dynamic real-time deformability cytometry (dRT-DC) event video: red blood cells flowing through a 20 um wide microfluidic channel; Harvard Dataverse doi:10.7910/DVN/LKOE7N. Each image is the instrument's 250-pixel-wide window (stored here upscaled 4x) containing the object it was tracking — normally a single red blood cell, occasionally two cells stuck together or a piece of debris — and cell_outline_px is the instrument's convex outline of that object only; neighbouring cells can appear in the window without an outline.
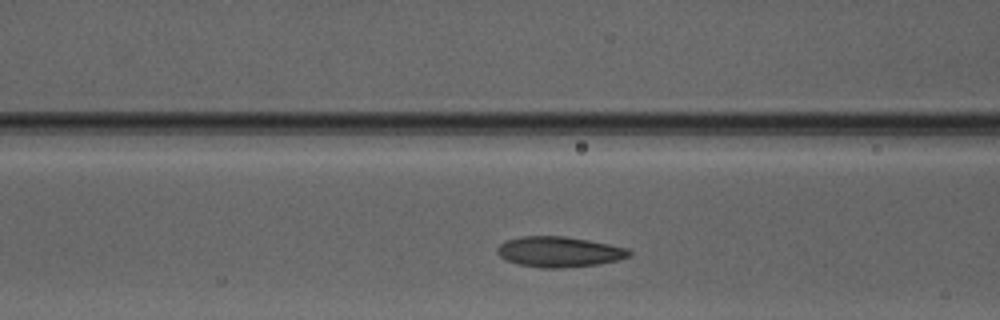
{"species": "Egyptian fruit bat (a non-hibernating species)", "species_latin": "Rousettus aegyptiacus", "temperature_condition": "warm", "stored_images_in_passage": 30, "camera_frame_rate_fps": 3000, "um_per_image_px": 0.085, "animal": {"sex": "male"}, "frame": {"image": 1, "passage_image": 10, "time_ms": 3.0, "image_size_px": [1000, 320], "cell_outline_px": [[632, 256], [620, 260], [596, 264], [560, 268], [540, 268], [520, 264], [508, 260], [500, 256], [496, 252], [496, 248], [504, 240], [520, 236], [564, 236], [588, 240], [628, 248], [632, 252]], "centroid_in_image_um": [47.53, 21.39], "position_along_channel_um": 119.1, "area_um2": 23.47}}
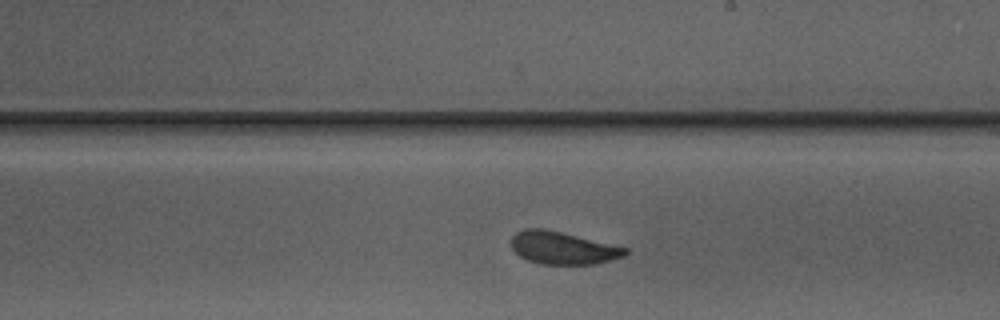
{"frame": {"image": 2, "passage_image": 19, "time_ms": 6.0, "image_size_px": [1000, 320], "cell_outline_px": [[628, 252], [624, 256], [596, 264], [540, 264], [528, 260], [520, 256], [512, 248], [512, 236], [516, 232], [524, 228], [544, 228], [628, 248]], "centroid_in_image_um": [47.82, 21.07], "position_along_channel_um": 241.2, "area_um2": 21.5}}
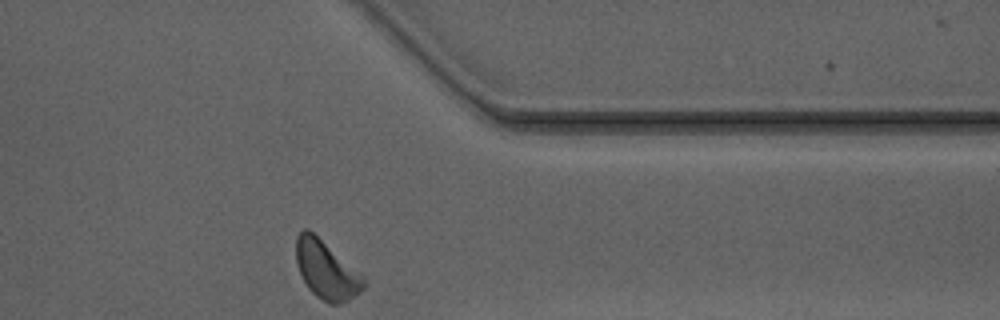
{"frame": {"image": 3, "passage_image": 30, "time_ms": 9.667, "image_size_px": [1000, 320], "cell_outline_px": [[364, 288], [360, 292], [348, 300], [340, 304], [328, 304], [316, 296], [308, 288], [296, 264], [296, 236], [304, 228], [308, 228], [364, 276]], "centroid_in_image_um": [27.72, 22.95], "position_along_channel_um": 383.7, "area_um2": 22.72}, "authors_computed_cell_mechanics": {"area_um2": 22.3108, "velocity_mm_per_s": 4.0836, "shape_relaxation_time_tau1_ms": 3.1213, "shape_relaxation_time_tau2_ms": 1.5063, "deformation_change_tau1": 0.089, "deformation_change_tau2": 0.0752}}